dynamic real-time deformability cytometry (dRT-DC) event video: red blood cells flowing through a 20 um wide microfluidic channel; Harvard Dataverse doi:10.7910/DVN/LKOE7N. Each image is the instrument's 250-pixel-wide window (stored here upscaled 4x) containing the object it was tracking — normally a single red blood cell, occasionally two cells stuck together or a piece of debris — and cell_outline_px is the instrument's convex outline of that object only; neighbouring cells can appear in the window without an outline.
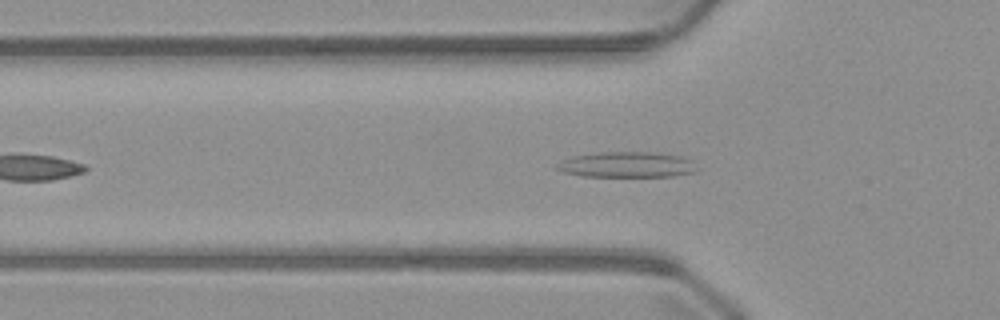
{"species": "common noctule bat (a hibernating species)", "species_latin": "Nyctalus noctula", "temperature_condition": "warm", "stored_images_in_passage": 40, "camera_frame_rate_fps": 3000, "um_per_image_px": 0.085, "animal": {"sex": "male", "body_mass_g": 23.1, "forearm_length_mm": 52.7}, "frame": {"image": 1, "passage_image": 10, "time_ms": 3.0, "image_size_px": [1000, 320], "cell_outline_px": [[696, 172], [672, 176], [580, 176], [564, 172], [556, 168], [556, 164], [572, 156], [600, 152], [660, 152], [680, 156], [692, 160], [696, 168]], "centroid_in_image_um": [53.3, 13.99], "position_along_channel_um": 72.5, "area_um2": 20.87}}
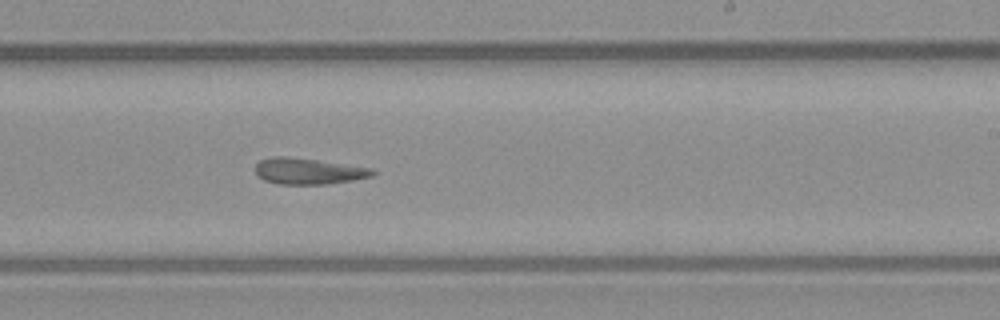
{"frame": {"image": 2, "passage_image": 24, "time_ms": 7.667, "image_size_px": [1000, 320], "cell_outline_px": [[376, 172], [372, 176], [352, 180], [328, 184], [276, 184], [264, 180], [256, 176], [256, 164], [260, 160], [272, 156], [284, 156], [316, 160], [372, 168]], "centroid_in_image_um": [26.17, 14.55], "position_along_channel_um": 262.8, "area_um2": 17.8}}
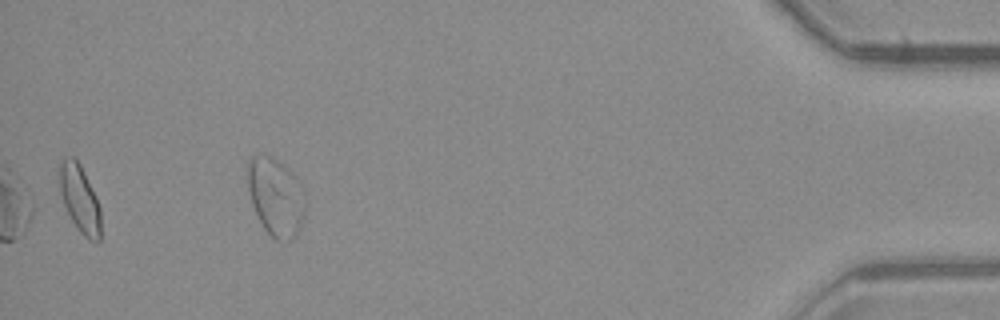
{"frame": {"image": 3, "passage_image": 40, "time_ms": 13.0, "image_size_px": [1000, 320], "cell_outline_px": [[304, 216], [292, 240], [276, 240], [264, 228], [252, 204], [248, 188], [248, 160], [252, 156], [268, 156], [284, 164], [296, 176], [304, 204]], "centroid_in_image_um": [23.41, 16.73], "position_along_channel_um": 411.8, "area_um2": 25.37}}